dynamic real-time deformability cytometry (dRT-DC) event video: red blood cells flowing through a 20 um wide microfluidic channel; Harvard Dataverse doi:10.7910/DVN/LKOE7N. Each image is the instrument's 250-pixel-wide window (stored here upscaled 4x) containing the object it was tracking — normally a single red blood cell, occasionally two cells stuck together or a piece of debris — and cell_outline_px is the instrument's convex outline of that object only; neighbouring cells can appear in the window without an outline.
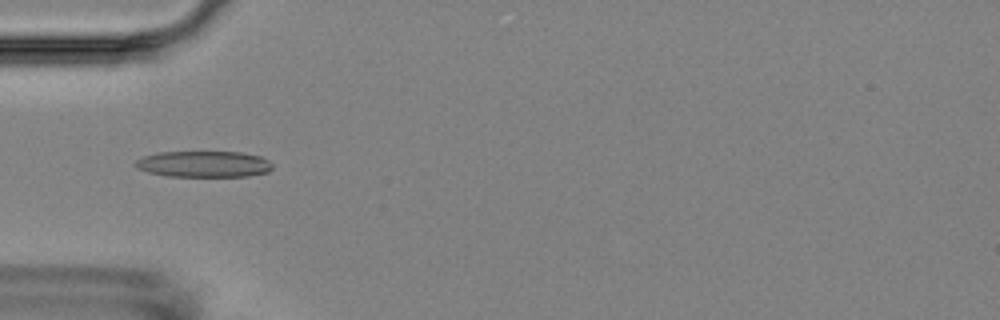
{"species": "Egyptian fruit bat (a non-hibernating species)", "species_latin": "Rousettus aegyptiacus", "temperature_condition": "room temperature", "stored_images_in_passage": 6, "camera_frame_rate_fps": 3000, "um_per_image_px": 0.085, "animal": {"sex": "female"}, "frame": {"image": 1, "passage_image": 5, "time_ms": 4.667, "image_size_px": [1000, 320], "cell_outline_px": [[272, 168], [268, 172], [248, 176], [168, 176], [148, 172], [136, 168], [132, 164], [136, 160], [144, 156], [156, 152], [240, 152], [260, 156], [268, 160], [272, 164]], "centroid_in_image_um": [17.29, 13.94], "position_along_channel_um": 67.7, "area_um2": 20.98}}
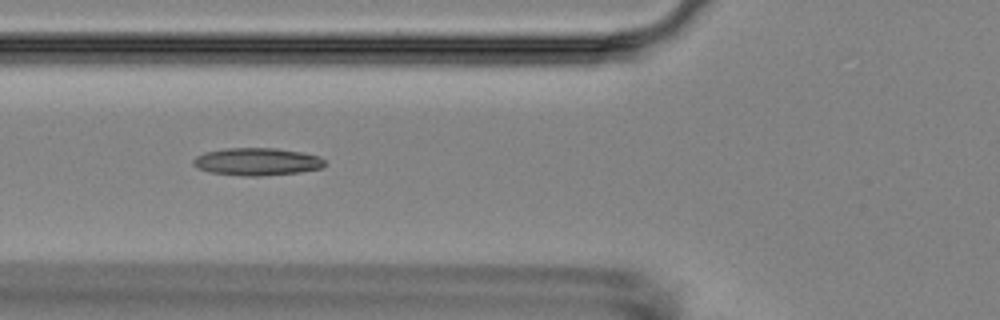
{"frame": {"image": 2, "passage_image": 6, "time_ms": 5.667, "image_size_px": [1000, 320], "cell_outline_px": [[324, 168], [300, 172], [260, 176], [244, 176], [208, 172], [196, 168], [192, 164], [192, 160], [196, 156], [204, 152], [224, 148], [276, 148], [300, 152], [320, 156], [324, 160]], "centroid_in_image_um": [21.81, 13.74], "position_along_channel_um": 104.0, "area_um2": 21.33}}